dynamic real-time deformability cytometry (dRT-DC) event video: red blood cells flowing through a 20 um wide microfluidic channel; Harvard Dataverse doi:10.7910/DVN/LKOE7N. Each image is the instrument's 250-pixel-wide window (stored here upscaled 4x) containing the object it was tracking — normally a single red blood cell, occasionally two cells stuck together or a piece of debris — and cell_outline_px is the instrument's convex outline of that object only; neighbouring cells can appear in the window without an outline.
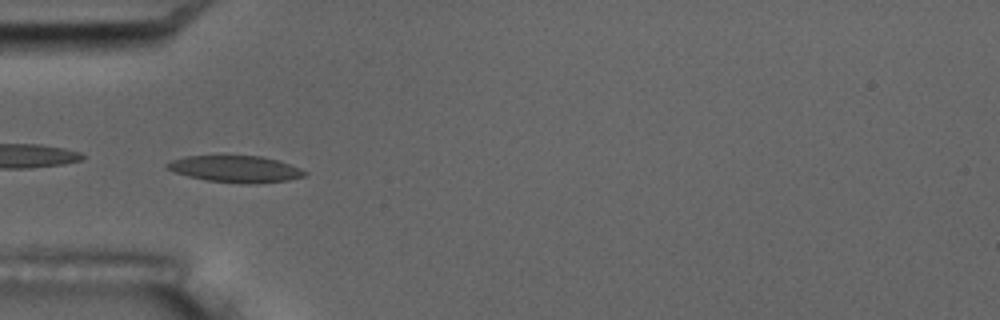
{"species": "common noctule bat (a hibernating species)", "species_latin": "Nyctalus noctula", "temperature_condition": "room temperature", "stored_images_in_passage": 5, "camera_frame_rate_fps": 3000, "um_per_image_px": 0.085, "animal": {"sex": "male", "body_mass_g": 17.5, "forearm_length_mm": 52.3}, "frame": {"image": 1, "passage_image": 4, "time_ms": 4.333, "image_size_px": [1000, 320], "cell_outline_px": [[308, 172], [304, 176], [288, 180], [256, 184], [240, 184], [208, 180], [188, 176], [164, 168], [164, 164], [172, 160], [184, 156], [260, 156], [280, 160], [300, 168]], "centroid_in_image_um": [20.03, 14.37], "position_along_channel_um": 65.0, "area_um2": 21.5}}